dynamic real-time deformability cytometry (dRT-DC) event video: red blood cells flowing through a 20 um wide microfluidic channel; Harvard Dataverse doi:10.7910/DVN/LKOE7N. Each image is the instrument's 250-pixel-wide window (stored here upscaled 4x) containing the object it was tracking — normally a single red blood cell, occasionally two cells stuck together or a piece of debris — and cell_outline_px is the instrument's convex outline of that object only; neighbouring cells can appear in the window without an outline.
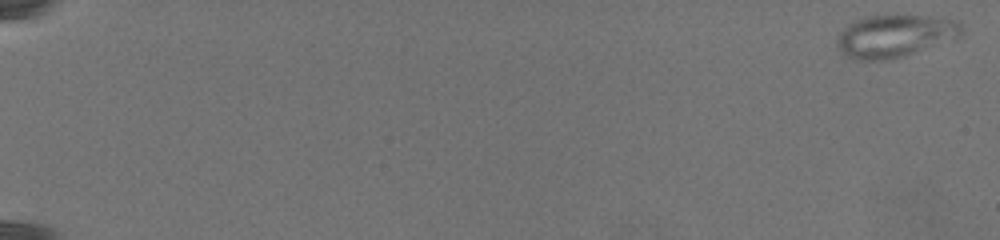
{"species": "common noctule bat (a hibernating species)", "species_latin": "Nyctalus noctula", "temperature_condition": "warm", "stored_images_in_passage": 51, "camera_frame_rate_fps": 3000, "um_per_image_px": 0.085, "animal": {"sex": "female", "body_mass_g": 19.5, "forearm_length_mm": 54.1}, "frame": {"image": 1, "passage_image": 1, "time_ms": 0.0, "image_size_px": [1000, 240], "cell_outline_px": [[964, 32], [960, 36], [900, 56], [876, 60], [856, 60], [840, 52], [836, 44], [836, 36], [848, 24], [856, 20], [868, 16], [928, 16], [956, 20], [964, 28]], "centroid_in_image_um": [76.01, 3.04], "position_along_channel_um": 9.0, "area_um2": 30.11}}
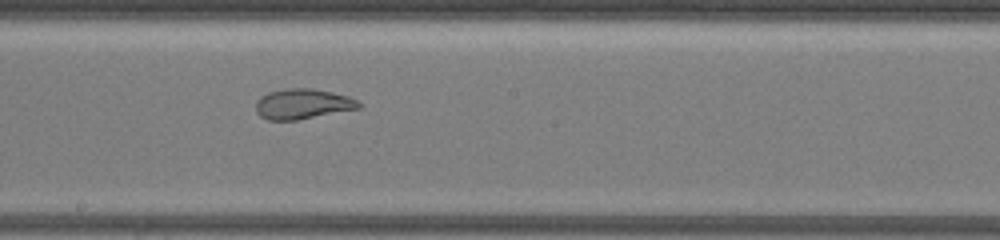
{"frame": {"image": 2, "passage_image": 27, "time_ms": 15.333, "image_size_px": [1000, 240], "cell_outline_px": [[364, 104], [360, 108], [296, 120], [268, 120], [260, 116], [256, 112], [256, 100], [260, 96], [268, 92], [284, 88], [312, 88], [332, 92], [348, 96]], "centroid_in_image_um": [25.71, 8.83], "position_along_channel_um": 222.5, "area_um2": 18.26}}
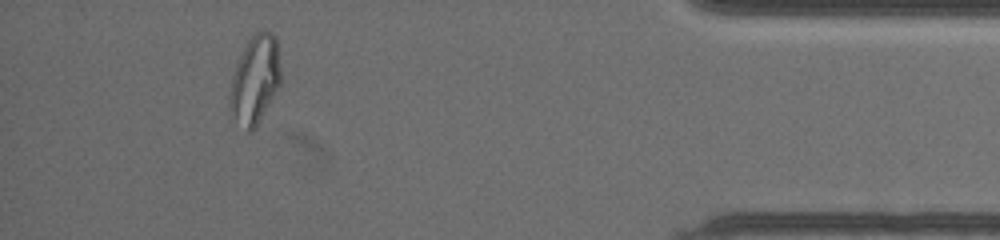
{"frame": {"image": 3, "passage_image": 46, "time_ms": 23.667, "image_size_px": [1000, 240], "cell_outline_px": [[280, 84], [256, 128], [252, 132], [248, 132], [236, 116], [228, 104], [228, 100], [232, 76], [236, 64], [248, 40], [256, 32], [272, 32], [276, 36], [280, 72]], "centroid_in_image_um": [21.68, 6.76], "position_along_channel_um": 413.5, "area_um2": 25.66}}